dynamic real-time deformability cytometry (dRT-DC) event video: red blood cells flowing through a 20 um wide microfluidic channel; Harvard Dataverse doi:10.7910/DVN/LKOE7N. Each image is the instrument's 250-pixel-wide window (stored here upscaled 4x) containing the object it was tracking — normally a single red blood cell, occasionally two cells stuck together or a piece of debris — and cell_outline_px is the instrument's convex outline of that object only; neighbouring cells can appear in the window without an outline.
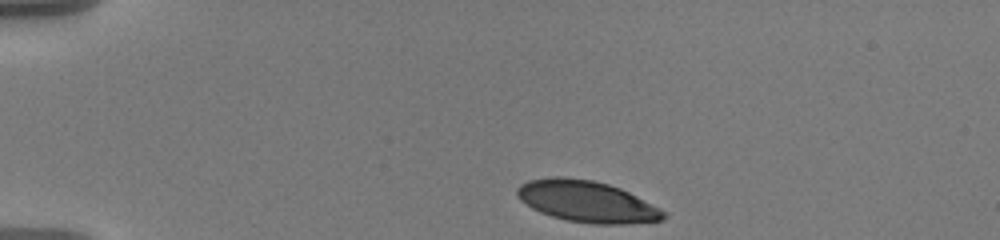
{"species": "human", "species_latin": "Homo sapiens", "temperature_condition": "warm", "stored_images_in_passage": 41, "camera_frame_rate_fps": 3000, "um_per_image_px": 0.085, "donor": {"sex": "male"}, "frame": {"image": 1, "passage_image": 1, "time_ms": 0.0, "image_size_px": [1000, 240], "cell_outline_px": [[668, 216], [664, 220], [624, 224], [592, 224], [568, 220], [552, 216], [540, 212], [532, 208], [520, 200], [516, 196], [516, 188], [520, 184], [528, 180], [552, 176], [564, 176], [592, 180], [608, 184], [620, 188], [660, 208]], "centroid_in_image_um": [49.85, 17.12], "position_along_channel_um": 35.1, "area_um2": 35.37}}
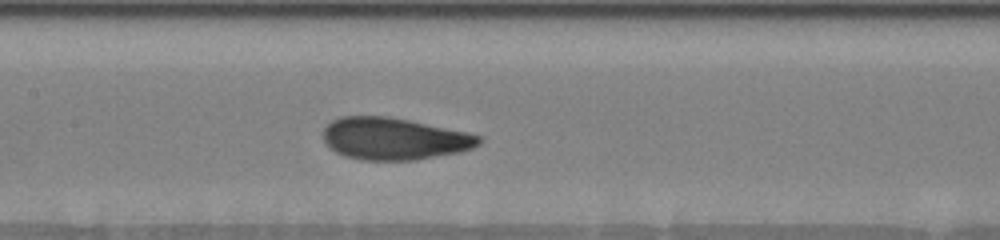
{"frame": {"image": 2, "passage_image": 18, "time_ms": 5.667, "image_size_px": [1000, 240], "cell_outline_px": [[484, 140], [480, 144], [472, 148], [460, 152], [416, 160], [360, 160], [344, 156], [336, 152], [324, 140], [324, 128], [332, 120], [340, 116], [388, 116], [468, 132], [480, 136]], "centroid_in_image_um": [33.52, 11.79], "position_along_channel_um": 173.9, "area_um2": 38.21}}
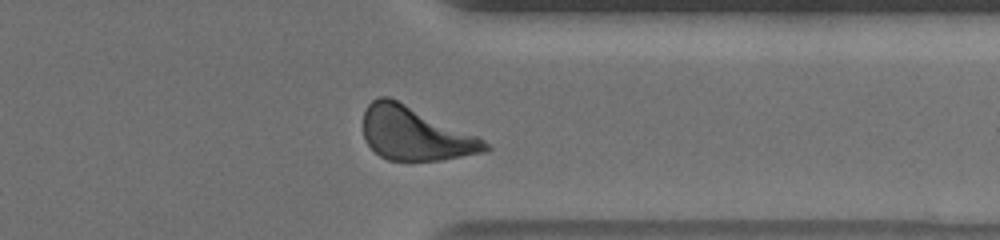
{"frame": {"image": 3, "passage_image": 35, "time_ms": 11.333, "image_size_px": [1000, 240], "cell_outline_px": [[492, 148], [488, 152], [440, 160], [388, 160], [380, 156], [368, 144], [364, 136], [364, 112], [368, 104], [372, 100], [380, 96], [388, 96], [476, 136], [484, 140]], "centroid_in_image_um": [35.28, 11.37], "position_along_channel_um": 376.1, "area_um2": 37.4}, "authors_computed_cell_mechanics": {"area_um2": 37.3966, "velocity_mm_per_s": 3.5783, "shape_relaxation_time_tau1_ms": 4.2638, "shape_relaxation_time_tau2_ms": 0.8067, "deformation_change_tau1": 0.1633, "deformation_change_tau2": 0.0684}}